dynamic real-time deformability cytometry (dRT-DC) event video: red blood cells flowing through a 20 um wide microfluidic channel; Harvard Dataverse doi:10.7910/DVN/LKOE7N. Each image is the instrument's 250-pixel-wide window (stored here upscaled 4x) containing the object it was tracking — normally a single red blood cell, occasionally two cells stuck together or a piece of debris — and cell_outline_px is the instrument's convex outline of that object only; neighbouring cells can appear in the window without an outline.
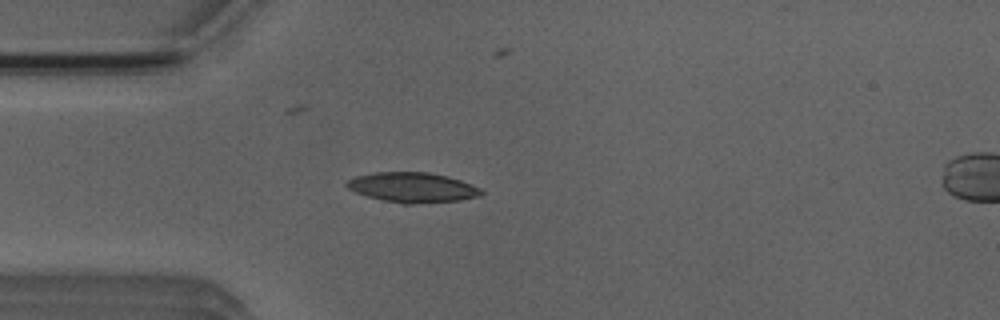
{"species": "Egyptian fruit bat (a non-hibernating species)", "species_latin": "Rousettus aegyptiacus", "temperature_condition": "room temperature", "stored_images_in_passage": 4, "segment_of_instrument_passage": [1, 2], "camera_frame_rate_fps": 3000, "um_per_image_px": 0.085, "animal": {"sex": "male"}, "frame": {"image": 1, "passage_image": 3, "time_ms": 3.333, "image_size_px": [1000, 320], "cell_outline_px": [[484, 192], [480, 196], [460, 200], [412, 204], [404, 204], [384, 200], [368, 196], [356, 192], [348, 188], [344, 184], [348, 180], [356, 176], [376, 172], [428, 172], [448, 176], [460, 180], [480, 188]], "centroid_in_image_um": [35.07, 15.93], "position_along_channel_um": 49.9, "area_um2": 23.35}}